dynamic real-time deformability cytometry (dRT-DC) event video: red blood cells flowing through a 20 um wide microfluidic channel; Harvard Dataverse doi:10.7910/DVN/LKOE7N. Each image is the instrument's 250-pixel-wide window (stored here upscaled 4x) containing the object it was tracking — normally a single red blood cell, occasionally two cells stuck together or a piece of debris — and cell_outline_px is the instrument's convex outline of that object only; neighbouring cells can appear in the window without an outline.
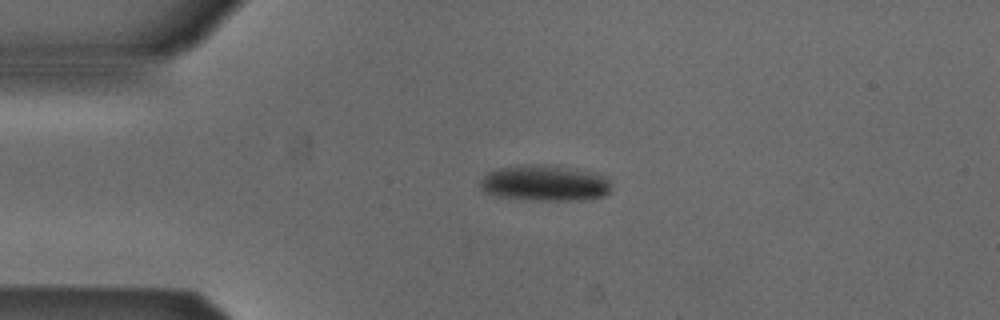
{"species": "Egyptian fruit bat (a non-hibernating species)", "species_latin": "Rousettus aegyptiacus", "temperature_condition": "cold", "stored_images_in_passage": 42, "camera_frame_rate_fps": 3000, "um_per_image_px": 0.085, "animal": {"sex": "male"}, "frame": {"image": 1, "passage_image": 1, "time_ms": 0.0, "image_size_px": [1000, 320], "cell_outline_px": [[612, 188], [604, 196], [576, 200], [524, 200], [496, 196], [484, 192], [480, 188], [480, 180], [488, 172], [500, 168], [528, 164], [548, 164], [608, 176], [612, 184]], "centroid_in_image_um": [46.29, 15.57], "position_along_channel_um": 38.7, "area_um2": 27.57}}
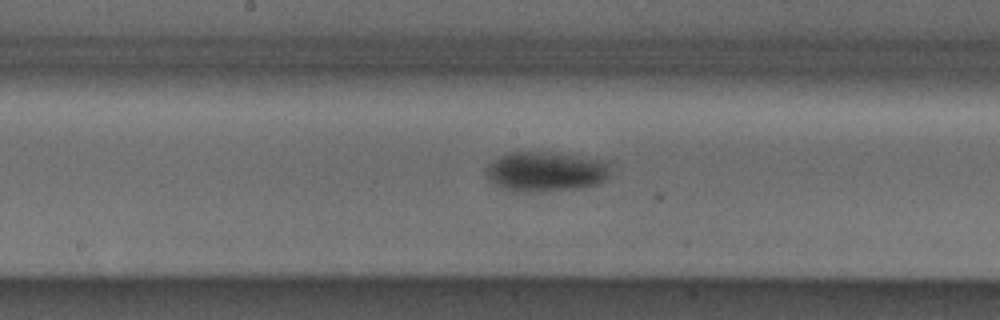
{"frame": {"image": 2, "passage_image": 16, "time_ms": 5.0, "image_size_px": [1000, 320], "cell_outline_px": [[608, 160], [604, 180], [600, 184], [576, 188], [524, 192], [512, 192], [500, 188], [488, 180], [484, 168], [492, 160], [500, 156], [512, 152], [540, 152]], "centroid_in_image_um": [46.27, 14.6], "position_along_channel_um": 201.9, "area_um2": 28.55}}
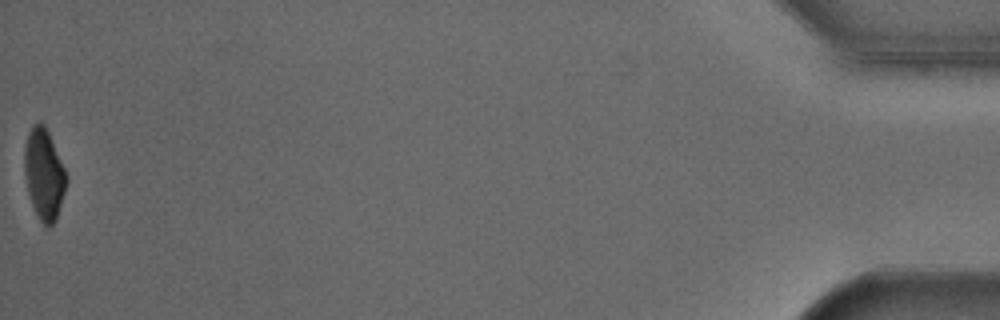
{"frame": {"image": 3, "passage_image": 42, "time_ms": 13.667, "image_size_px": [1000, 320], "cell_outline_px": [[68, 180], [56, 220], [48, 228], [40, 220], [32, 204], [28, 192], [24, 172], [24, 148], [28, 132], [36, 124], [44, 124], [48, 132], [68, 176]], "centroid_in_image_um": [3.75, 14.83], "position_along_channel_um": 431.5, "area_um2": 21.91}, "authors_computed_cell_mechanics": {"area_um2": 27.8307, "velocity_mm_per_s": 3.8564, "shape_relaxation_time_tau1_ms": 3.2116, "shape_relaxation_time_tau2_ms": null, "deformation_change_tau1": 0.0935, "deformation_change_tau2": null}}